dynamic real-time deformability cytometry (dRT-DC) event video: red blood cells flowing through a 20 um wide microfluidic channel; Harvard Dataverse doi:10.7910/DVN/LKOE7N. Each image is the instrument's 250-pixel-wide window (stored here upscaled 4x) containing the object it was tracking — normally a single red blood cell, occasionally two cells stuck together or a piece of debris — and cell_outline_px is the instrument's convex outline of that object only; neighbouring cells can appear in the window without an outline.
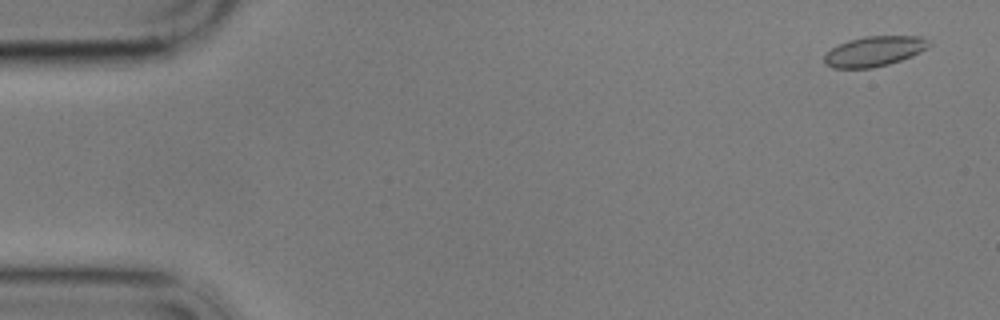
{"species": "common noctule bat (a hibernating species)", "species_latin": "Nyctalus noctula", "temperature_condition": "cold", "stored_images_in_passage": 23, "camera_frame_rate_fps": 3000, "um_per_image_px": 0.085, "animal": {"sex": "male", "body_mass_g": 17.9}, "frame": {"image": 1, "passage_image": 3, "time_ms": 0.667, "image_size_px": [1000, 320], "cell_outline_px": [[932, 44], [928, 48], [912, 56], [888, 64], [872, 68], [832, 68], [824, 64], [824, 56], [832, 48], [848, 40], [864, 36], [924, 36]], "centroid_in_image_um": [74.34, 4.35], "position_along_channel_um": 10.7, "area_um2": 18.44}}
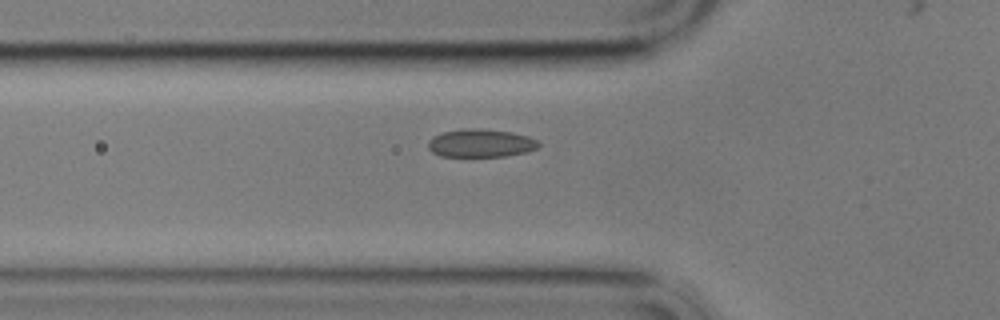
{"frame": {"image": 2, "passage_image": 20, "time_ms": 6.333, "image_size_px": [1000, 320], "cell_outline_px": [[540, 144], [536, 148], [528, 152], [504, 156], [440, 156], [432, 152], [428, 148], [428, 140], [444, 132], [468, 128], [480, 128], [512, 132], [528, 136], [536, 140]], "centroid_in_image_um": [40.87, 12.17], "position_along_channel_um": 84.9, "area_um2": 17.98}}
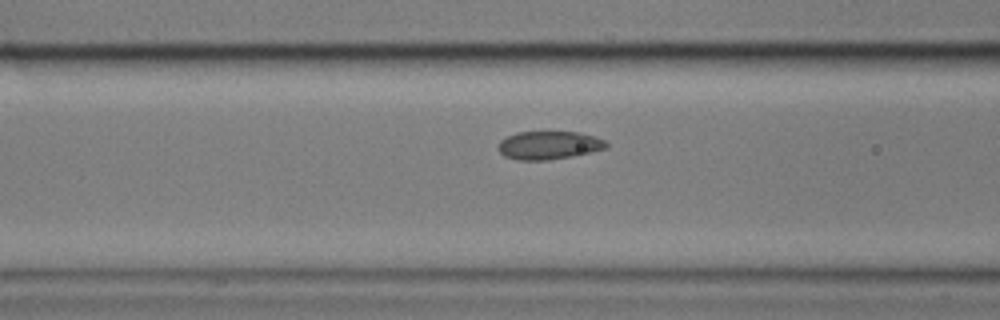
{"frame": {"image": 3, "passage_image": 23, "time_ms": 7.333, "image_size_px": [1000, 320], "cell_outline_px": [[608, 144], [604, 148], [572, 156], [548, 160], [516, 160], [504, 156], [496, 148], [500, 140], [516, 132], [580, 132], [604, 140]], "centroid_in_image_um": [46.58, 12.35], "position_along_channel_um": 120.0, "area_um2": 17.63}}